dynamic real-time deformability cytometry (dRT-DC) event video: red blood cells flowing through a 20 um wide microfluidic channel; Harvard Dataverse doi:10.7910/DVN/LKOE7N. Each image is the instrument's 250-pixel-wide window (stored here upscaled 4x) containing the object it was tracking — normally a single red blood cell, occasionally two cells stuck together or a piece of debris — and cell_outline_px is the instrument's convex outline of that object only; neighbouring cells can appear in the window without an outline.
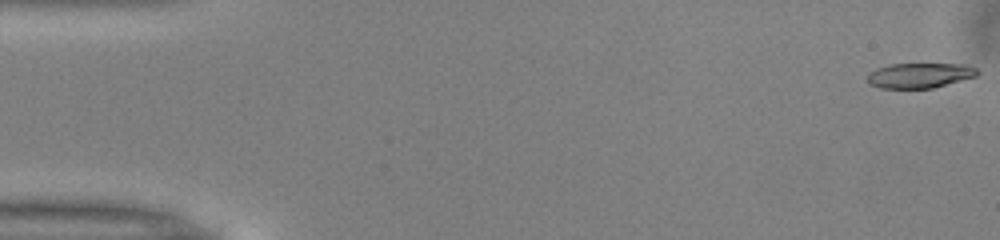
{"species": "common noctule bat (a hibernating species)", "species_latin": "Nyctalus noctula", "temperature_condition": "warm", "stored_images_in_passage": 51, "camera_frame_rate_fps": 3000, "um_per_image_px": 0.085, "animal": {"sex": "male", "body_mass_g": 13.0, "forearm_length_mm": 53.1}, "frame": {"image": 1, "passage_image": 1, "time_ms": 0.0, "image_size_px": [1000, 240], "cell_outline_px": [[980, 72], [976, 76], [932, 88], [880, 88], [868, 84], [868, 72], [876, 68], [888, 64], [964, 64], [976, 68]], "centroid_in_image_um": [78.14, 6.4], "position_along_channel_um": 6.9, "area_um2": 16.07}}
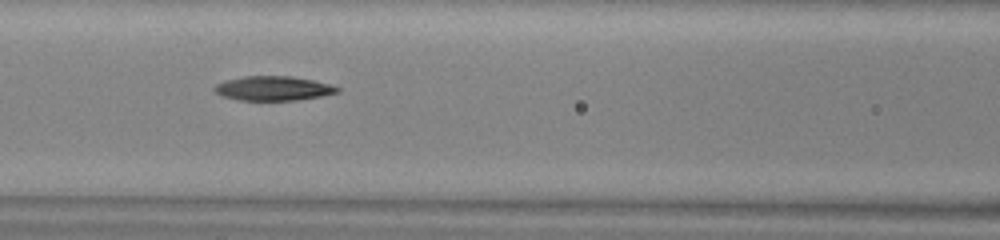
{"frame": {"image": 2, "passage_image": 22, "time_ms": 7.0, "image_size_px": [1000, 240], "cell_outline_px": [[340, 92], [320, 96], [296, 100], [240, 100], [220, 96], [212, 88], [216, 84], [224, 80], [244, 76], [292, 76], [312, 80], [328, 84], [340, 88]], "centroid_in_image_um": [23.18, 7.51], "position_along_channel_um": 143.4, "area_um2": 17.46}}
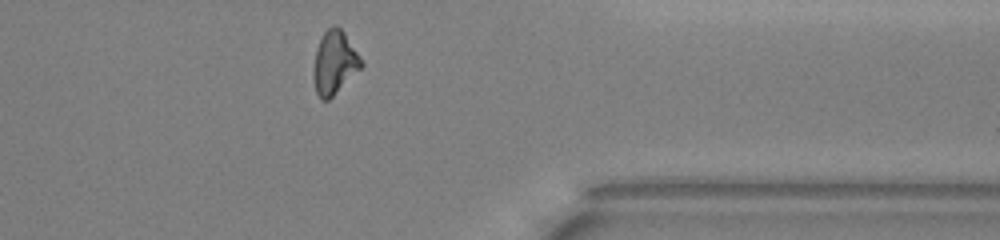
{"frame": {"image": 3, "passage_image": 41, "time_ms": 13.333, "image_size_px": [1000, 240], "cell_outline_px": [[364, 64], [328, 100], [320, 100], [316, 92], [312, 76], [312, 72], [316, 52], [320, 40], [324, 32], [332, 24], [336, 24], [344, 32], [360, 56]], "centroid_in_image_um": [28.41, 5.31], "position_along_channel_um": 383.0, "area_um2": 17.4}, "authors_computed_cell_mechanics": {"area_um2": 17.5134, "velocity_mm_per_s": 4.0196, "shape_relaxation_time_tau1_ms": 7.9867, "shape_relaxation_time_tau2_ms": null, "deformation_change_tau1": 0.22, "deformation_change_tau2": null}}